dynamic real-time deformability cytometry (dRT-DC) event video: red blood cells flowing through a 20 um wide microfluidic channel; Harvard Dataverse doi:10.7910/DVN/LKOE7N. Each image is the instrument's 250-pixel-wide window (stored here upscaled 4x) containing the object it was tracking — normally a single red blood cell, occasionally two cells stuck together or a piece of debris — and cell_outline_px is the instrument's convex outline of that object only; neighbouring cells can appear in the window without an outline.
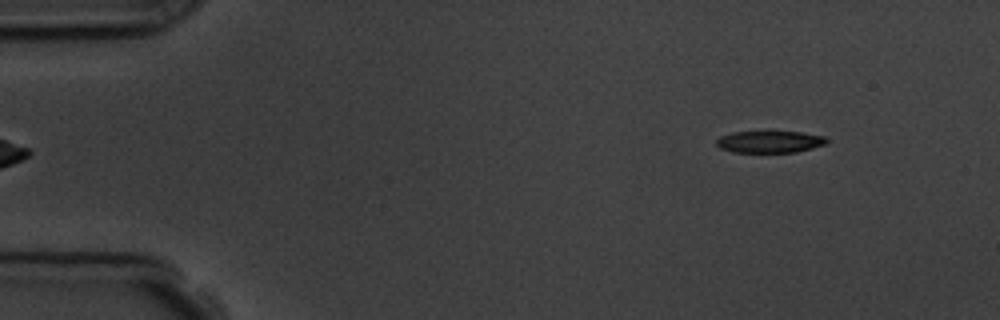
{"species": "common noctule bat (a hibernating species)", "species_latin": "Nyctalus noctula", "temperature_condition": "room temperature", "stored_images_in_passage": 4, "camera_frame_rate_fps": 3000, "um_per_image_px": 0.085, "animal": {"sex": "male", "body_mass_g": 19.5, "forearm_length_mm": 54.6}, "frame": {"image": 1, "passage_image": 1, "time_ms": 0.0, "image_size_px": [1000, 320], "cell_outline_px": [[828, 140], [824, 144], [812, 148], [796, 152], [732, 152], [720, 148], [716, 144], [716, 140], [720, 136], [732, 132], [800, 132], [824, 136]], "centroid_in_image_um": [65.39, 12.05], "position_along_channel_um": 19.6, "area_um2": 13.93}}
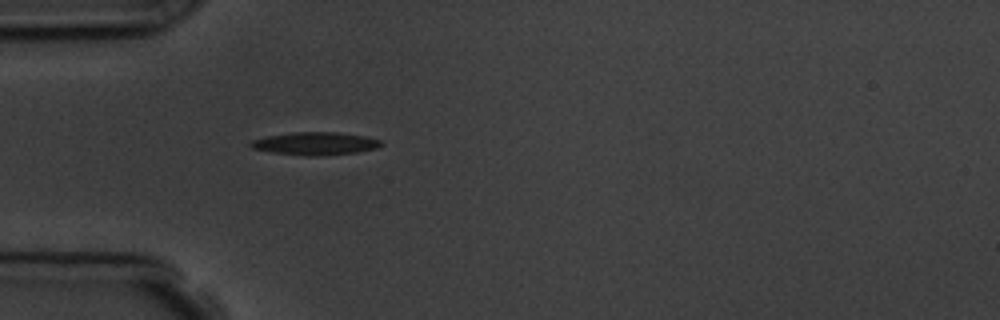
{"frame": {"image": 2, "passage_image": 4, "time_ms": 3.333, "image_size_px": [1000, 320], "cell_outline_px": [[384, 144], [376, 148], [356, 152], [316, 156], [308, 156], [272, 152], [252, 148], [248, 144], [252, 140], [268, 136], [292, 132], [336, 132], [364, 136], [380, 140]], "centroid_in_image_um": [26.79, 12.2], "position_along_channel_um": 58.2, "area_um2": 17.17}}